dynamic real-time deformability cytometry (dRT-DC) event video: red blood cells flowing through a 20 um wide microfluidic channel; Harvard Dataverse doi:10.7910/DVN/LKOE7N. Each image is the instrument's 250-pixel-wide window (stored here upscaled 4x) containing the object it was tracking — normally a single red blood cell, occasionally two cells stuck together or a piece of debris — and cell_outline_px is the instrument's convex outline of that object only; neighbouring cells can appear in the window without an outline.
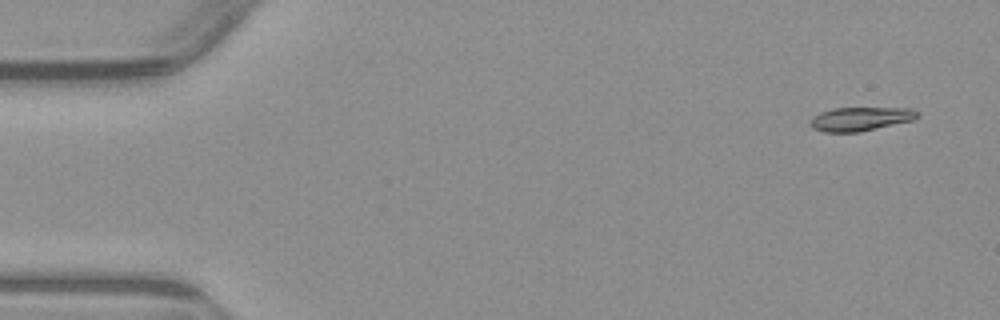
{"species": "common noctule bat (a hibernating species)", "species_latin": "Nyctalus noctula", "temperature_condition": "warm", "stored_images_in_passage": 5, "camera_frame_rate_fps": 3000, "um_per_image_px": 0.085, "animal": {"sex": "male", "body_mass_g": 23.1, "forearm_length_mm": 52.7}, "frame": {"image": 1, "passage_image": 1, "time_ms": 0.0, "image_size_px": [1000, 320], "cell_outline_px": [[916, 116], [912, 120], [860, 132], [824, 132], [812, 128], [808, 124], [808, 120], [812, 116], [820, 112], [832, 108], [912, 108], [916, 112]], "centroid_in_image_um": [73.02, 10.11], "position_along_channel_um": 12.0, "area_um2": 14.85}}
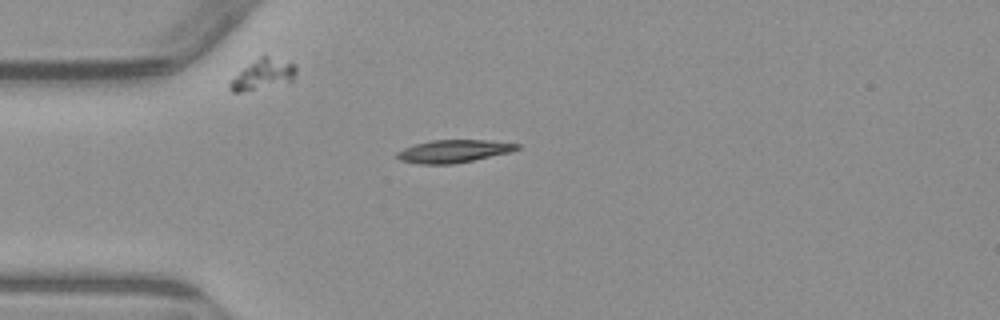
{"frame": {"image": 2, "passage_image": 4, "time_ms": 3.667, "image_size_px": [1000, 320], "cell_outline_px": [[520, 148], [512, 152], [452, 164], [420, 164], [400, 160], [396, 156], [396, 152], [404, 148], [416, 144], [432, 140], [488, 140], [520, 144]], "centroid_in_image_um": [38.57, 12.85], "position_along_channel_um": 46.4, "area_um2": 15.84}}